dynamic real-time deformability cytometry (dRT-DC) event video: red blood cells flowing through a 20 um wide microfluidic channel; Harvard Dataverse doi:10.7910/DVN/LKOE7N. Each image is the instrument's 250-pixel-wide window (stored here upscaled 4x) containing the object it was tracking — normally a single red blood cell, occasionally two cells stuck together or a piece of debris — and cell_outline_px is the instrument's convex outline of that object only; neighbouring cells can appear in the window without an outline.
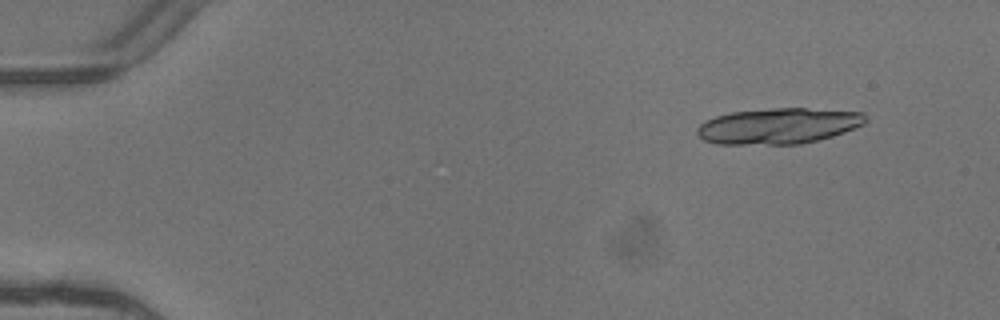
{"species": "common noctule bat (a hibernating species)", "species_latin": "Nyctalus noctula", "temperature_condition": "warm", "stored_images_in_passage": 4, "camera_frame_rate_fps": 3000, "um_per_image_px": 0.085, "animal": {"sex": "female"}, "frame": {"image": 1, "passage_image": 1, "time_ms": 0.0, "image_size_px": [1000, 320], "cell_outline_px": [[864, 124], [844, 132], [832, 136], [800, 144], [716, 144], [704, 140], [696, 132], [696, 128], [700, 124], [716, 116], [732, 112], [772, 108], [804, 108], [864, 112]], "centroid_in_image_um": [66.14, 10.71], "position_along_channel_um": 18.9, "area_um2": 34.91}}